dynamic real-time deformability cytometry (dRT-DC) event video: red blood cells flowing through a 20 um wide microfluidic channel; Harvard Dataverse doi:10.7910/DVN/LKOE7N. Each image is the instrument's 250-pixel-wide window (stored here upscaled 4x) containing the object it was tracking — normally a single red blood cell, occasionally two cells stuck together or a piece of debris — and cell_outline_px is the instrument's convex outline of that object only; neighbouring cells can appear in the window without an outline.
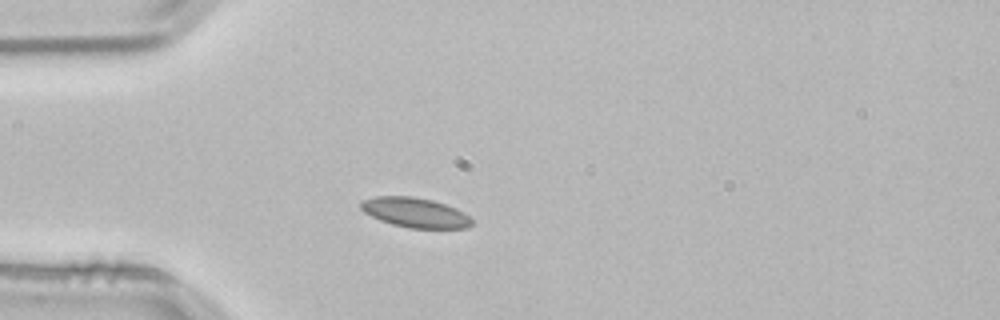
{"species": "common noctule bat (a hibernating species)", "species_latin": "Nyctalus noctula", "temperature_condition": "room temperature", "stored_images_in_passage": 40, "camera_frame_rate_fps": 3000, "um_per_image_px": 0.085, "animal": {"sex": "male", "body_mass_g": 21.5, "forearm_length_mm": 52.0}, "frame": {"image": 1, "passage_image": 1, "time_ms": 0.0, "image_size_px": [1000, 320], "cell_outline_px": [[472, 224], [468, 228], [408, 228], [392, 224], [380, 220], [364, 212], [360, 208], [360, 200], [376, 196], [412, 196], [432, 200], [456, 208], [464, 212], [472, 220]], "centroid_in_image_um": [35.27, 18.06], "position_along_channel_um": 49.7, "area_um2": 19.31}}
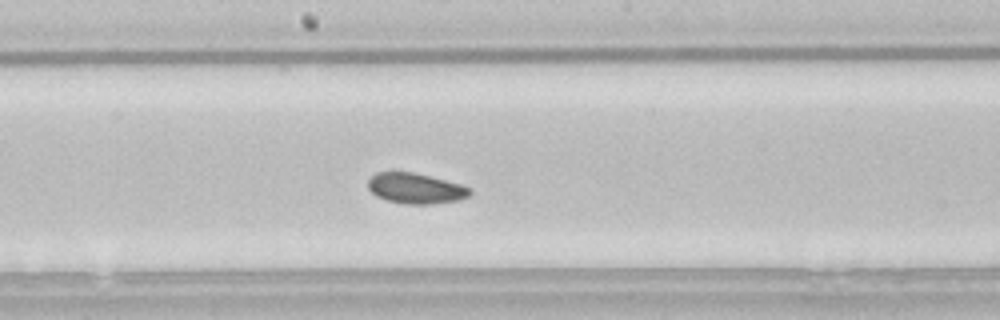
{"frame": {"image": 2, "passage_image": 15, "time_ms": 4.667, "image_size_px": [1000, 320], "cell_outline_px": [[472, 192], [468, 196], [456, 200], [432, 204], [404, 204], [388, 200], [376, 196], [368, 188], [368, 180], [376, 172], [412, 172], [460, 184], [472, 188]], "centroid_in_image_um": [35.31, 16.01], "position_along_channel_um": 212.9, "area_um2": 17.92}}
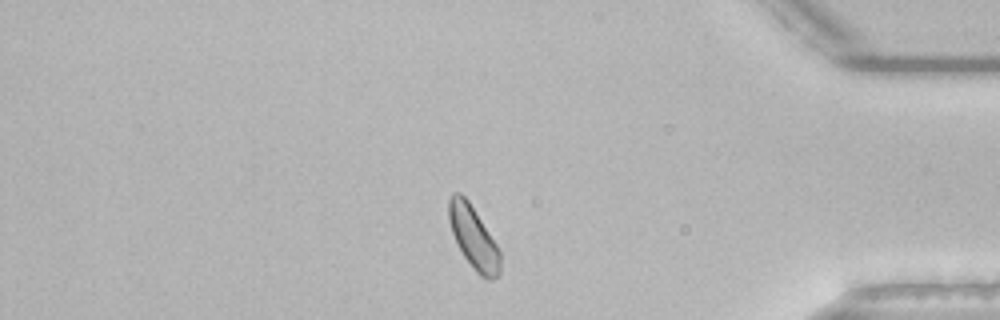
{"frame": {"image": 3, "passage_image": 32, "time_ms": 10.333, "image_size_px": [1000, 320], "cell_outline_px": [[500, 272], [492, 280], [488, 280], [480, 276], [476, 272], [464, 256], [452, 232], [448, 220], [448, 200], [452, 192], [460, 192], [468, 200], [496, 244], [500, 252]], "centroid_in_image_um": [40.23, 20.17], "position_along_channel_um": 395.0, "area_um2": 18.44}, "authors_computed_cell_mechanics": {"area_um2": 18.496, "velocity_mm_per_s": 3.7608, "shape_relaxation_time_tau1_ms": 1.9601, "shape_relaxation_time_tau2_ms": 2.2919, "deformation_change_tau1": 0.0469, "deformation_change_tau2": 0.0603}}